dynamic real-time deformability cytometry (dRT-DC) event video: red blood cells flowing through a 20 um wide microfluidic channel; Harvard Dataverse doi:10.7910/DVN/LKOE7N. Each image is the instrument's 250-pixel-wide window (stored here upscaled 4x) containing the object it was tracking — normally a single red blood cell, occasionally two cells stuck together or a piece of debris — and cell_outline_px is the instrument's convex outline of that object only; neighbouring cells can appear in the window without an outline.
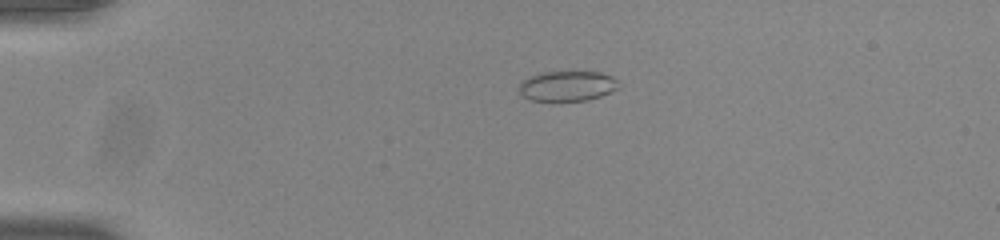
{"species": "common noctule bat (a hibernating species)", "species_latin": "Nyctalus noctula", "temperature_condition": "room temperature", "stored_images_in_passage": 44, "camera_frame_rate_fps": 3000, "um_per_image_px": 0.085, "animal": {"sex": "male", "body_mass_g": 20.0, "forearm_length_mm": 53.3}, "frame": {"image": 1, "passage_image": 3, "time_ms": 0.667, "image_size_px": [1000, 240], "cell_outline_px": [[620, 88], [612, 92], [588, 100], [532, 100], [524, 96], [520, 92], [520, 84], [528, 76], [540, 72], [600, 72], [612, 76], [616, 80]], "centroid_in_image_um": [48.26, 7.3], "position_along_channel_um": 36.7, "area_um2": 17.34}}
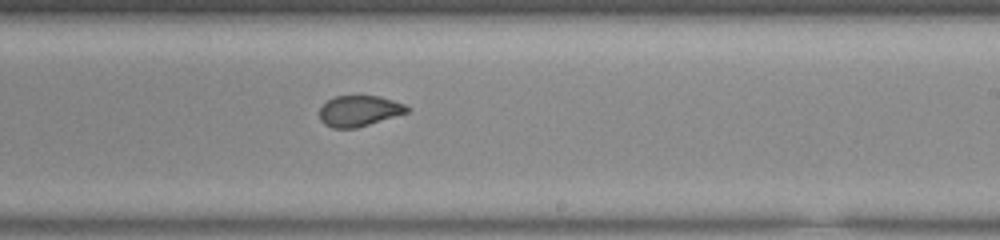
{"frame": {"image": 2, "passage_image": 24, "time_ms": 7.667, "image_size_px": [1000, 240], "cell_outline_px": [[412, 108], [408, 112], [356, 128], [332, 128], [324, 124], [320, 120], [320, 108], [328, 100], [336, 96], [380, 96], [404, 104]], "centroid_in_image_um": [30.53, 9.43], "position_along_channel_um": 258.5, "area_um2": 15.61}}
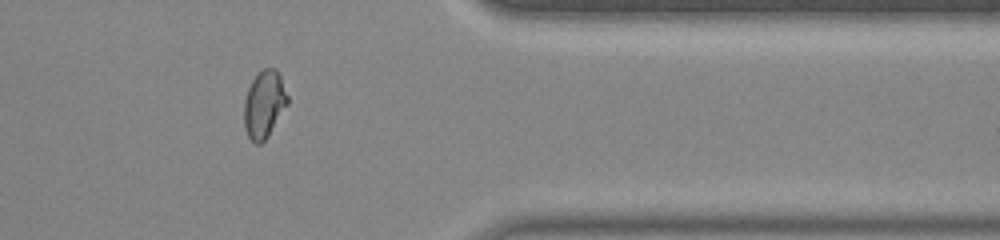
{"frame": {"image": 3, "passage_image": 35, "time_ms": 11.333, "image_size_px": [1000, 240], "cell_outline_px": [[288, 104], [268, 136], [260, 144], [256, 144], [248, 136], [244, 128], [244, 100], [248, 88], [252, 80], [264, 68], [276, 68], [280, 76], [288, 96]], "centroid_in_image_um": [22.45, 8.87], "position_along_channel_um": 388.9, "area_um2": 16.99}}